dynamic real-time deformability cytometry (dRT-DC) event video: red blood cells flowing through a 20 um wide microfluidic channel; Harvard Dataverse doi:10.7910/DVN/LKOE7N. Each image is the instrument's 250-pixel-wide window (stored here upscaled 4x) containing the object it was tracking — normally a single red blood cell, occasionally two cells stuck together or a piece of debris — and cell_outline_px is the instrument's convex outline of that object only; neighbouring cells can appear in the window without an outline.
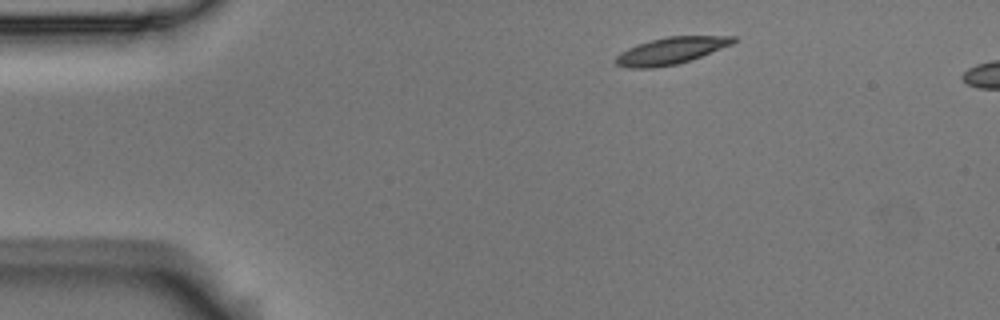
{"species": "Egyptian fruit bat (a non-hibernating species)", "species_latin": "Rousettus aegyptiacus", "temperature_condition": "room temperature", "stored_images_in_passage": 47, "camera_frame_rate_fps": 3000, "um_per_image_px": 0.085, "animal": {"sex": "male"}, "frame": {"image": 1, "passage_image": 1, "time_ms": 0.0, "image_size_px": [1000, 320], "cell_outline_px": [[736, 40], [732, 44], [700, 56], [676, 64], [652, 68], [628, 68], [616, 64], [612, 60], [620, 52], [628, 48], [652, 40], [668, 36], [736, 36]], "centroid_in_image_um": [56.98, 4.31], "position_along_channel_um": 28.0, "area_um2": 18.09}}
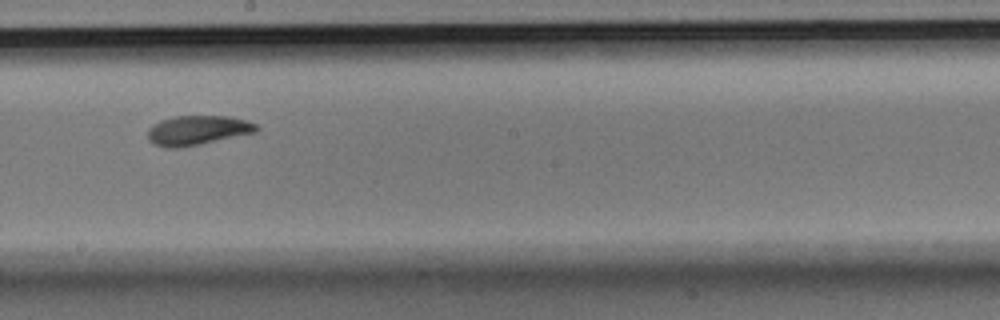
{"frame": {"image": 2, "passage_image": 23, "time_ms": 7.333, "image_size_px": [1000, 320], "cell_outline_px": [[260, 128], [256, 132], [200, 144], [176, 148], [168, 148], [156, 144], [148, 140], [148, 128], [152, 124], [160, 120], [176, 116], [228, 116], [248, 120], [256, 124]], "centroid_in_image_um": [16.79, 11.06], "position_along_channel_um": 231.4, "area_um2": 18.67}}
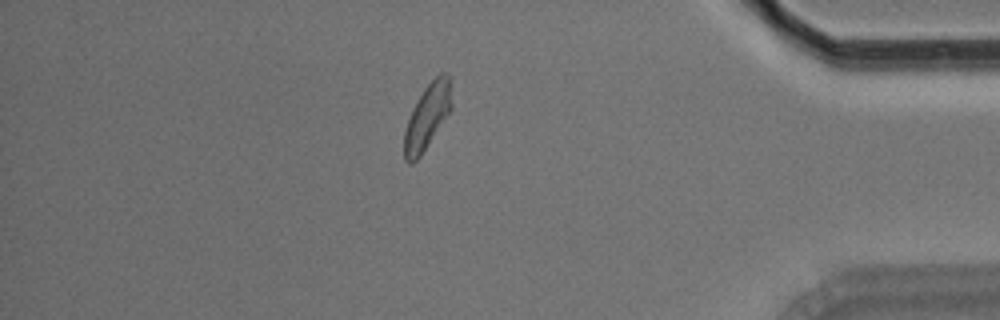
{"frame": {"image": 3, "passage_image": 40, "time_ms": 13.0, "image_size_px": [1000, 320], "cell_outline_px": [[452, 108], [420, 156], [412, 164], [408, 164], [404, 160], [404, 132], [412, 108], [424, 88], [440, 72], [448, 72], [452, 76]], "centroid_in_image_um": [36.35, 9.85], "position_along_channel_um": 398.9, "area_um2": 18.21}}